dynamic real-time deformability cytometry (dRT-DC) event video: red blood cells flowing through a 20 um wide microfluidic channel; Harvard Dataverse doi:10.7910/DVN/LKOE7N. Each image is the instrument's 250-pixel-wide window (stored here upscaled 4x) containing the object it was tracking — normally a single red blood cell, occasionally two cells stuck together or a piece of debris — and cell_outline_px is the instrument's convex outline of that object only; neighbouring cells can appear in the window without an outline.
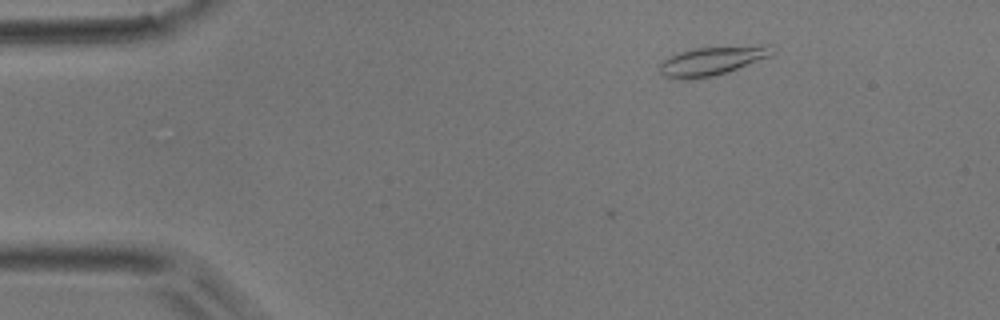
{"species": "common noctule bat (a hibernating species)", "species_latin": "Nyctalus noctula", "temperature_condition": "room temperature", "stored_images_in_passage": 3, "camera_frame_rate_fps": 3000, "um_per_image_px": 0.085, "animal": {"sex": "male", "body_mass_g": 17.9}, "frame": {"image": 1, "passage_image": 1, "time_ms": 0.0, "image_size_px": [1000, 320], "cell_outline_px": [[776, 52], [772, 56], [728, 72], [712, 76], [692, 80], [680, 80], [664, 76], [660, 72], [660, 64], [668, 56], [692, 48], [760, 44], [772, 44], [776, 48]], "centroid_in_image_um": [60.62, 5.15], "position_along_channel_um": 24.4, "area_um2": 19.59}}